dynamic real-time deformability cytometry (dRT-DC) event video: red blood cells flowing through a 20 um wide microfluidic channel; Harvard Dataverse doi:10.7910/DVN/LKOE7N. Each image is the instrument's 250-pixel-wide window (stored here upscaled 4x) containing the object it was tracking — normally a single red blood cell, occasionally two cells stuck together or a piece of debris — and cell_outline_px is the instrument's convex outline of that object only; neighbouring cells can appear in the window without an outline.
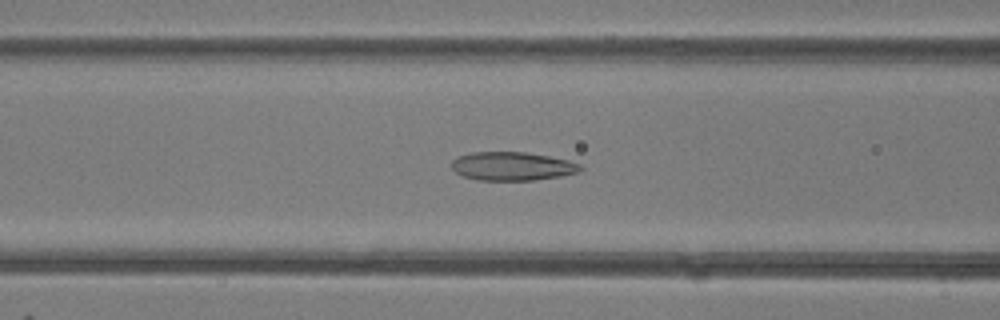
{"species": "common noctule bat (a hibernating species)", "species_latin": "Nyctalus noctula", "temperature_condition": "room temperature", "stored_images_in_passage": 49, "camera_frame_rate_fps": 3000, "um_per_image_px": 0.085, "animal": {"sex": "female"}, "frame": {"image": 1, "passage_image": 20, "time_ms": 6.333, "image_size_px": [1000, 320], "cell_outline_px": [[584, 168], [580, 172], [560, 176], [532, 180], [476, 180], [464, 176], [456, 172], [452, 168], [452, 160], [456, 156], [468, 152], [524, 152], [548, 156], [568, 160], [580, 164]], "centroid_in_image_um": [43.53, 14.12], "position_along_channel_um": 123.1, "area_um2": 21.5}}
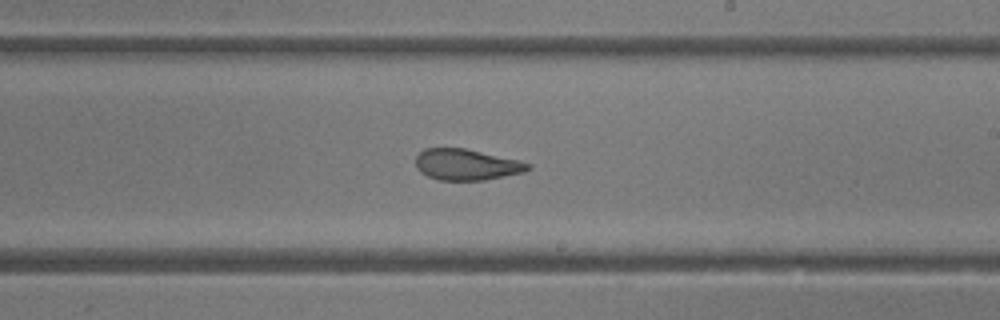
{"frame": {"image": 2, "passage_image": 29, "time_ms": 9.333, "image_size_px": [1000, 320], "cell_outline_px": [[532, 168], [524, 172], [484, 180], [440, 180], [428, 176], [420, 172], [416, 168], [416, 156], [424, 148], [464, 148], [516, 160], [532, 164]], "centroid_in_image_um": [39.63, 13.99], "position_along_channel_um": 249.4, "area_um2": 20.17}}
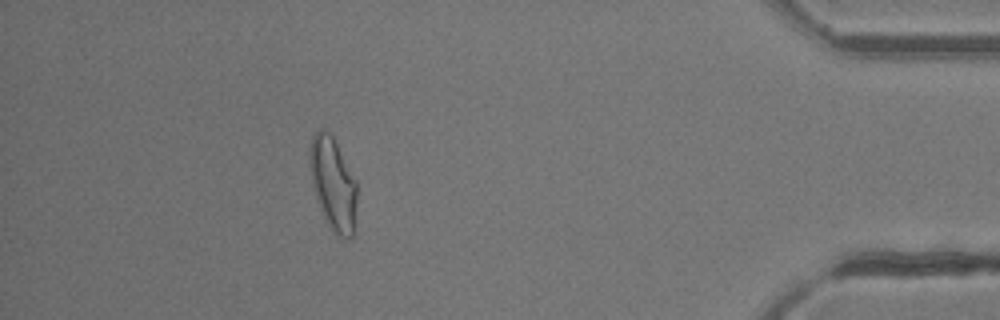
{"frame": {"image": 3, "passage_image": 44, "time_ms": 14.333, "image_size_px": [1000, 320], "cell_outline_px": [[356, 204], [352, 236], [348, 240], [340, 236], [328, 224], [324, 216], [316, 196], [312, 184], [308, 160], [308, 148], [312, 136], [316, 128], [320, 128], [328, 132], [332, 136], [356, 180]], "centroid_in_image_um": [28.27, 15.55], "position_along_channel_um": 406.9, "area_um2": 25.26}, "authors_computed_cell_mechanics": {"area_um2": 23.7558, "velocity_mm_per_s": 4.2158, "shape_relaxation_time_tau1_ms": null, "shape_relaxation_time_tau2_ms": 1.5274, "deformation_change_tau1": null, "deformation_change_tau2": 0.0907}}